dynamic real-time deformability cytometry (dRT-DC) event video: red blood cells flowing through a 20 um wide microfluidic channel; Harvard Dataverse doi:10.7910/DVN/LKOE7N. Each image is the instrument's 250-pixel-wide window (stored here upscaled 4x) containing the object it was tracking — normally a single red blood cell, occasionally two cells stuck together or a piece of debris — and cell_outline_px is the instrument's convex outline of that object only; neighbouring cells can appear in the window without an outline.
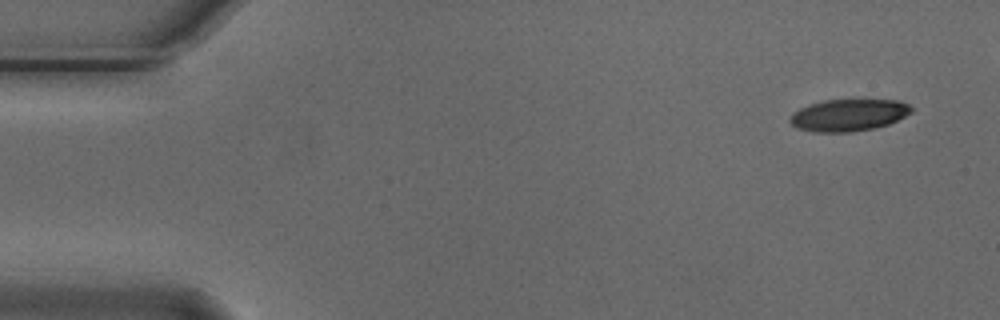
{"species": "Egyptian fruit bat (a non-hibernating species)", "species_latin": "Rousettus aegyptiacus", "temperature_condition": "cold", "stored_images_in_passage": 5, "camera_frame_rate_fps": 3000, "um_per_image_px": 0.085, "animal": {"sex": "male"}, "frame": {"image": 1, "passage_image": 1, "time_ms": 0.0, "image_size_px": [1000, 320], "cell_outline_px": [[912, 112], [888, 124], [872, 128], [852, 132], [812, 132], [796, 128], [788, 120], [788, 116], [792, 112], [808, 104], [824, 100], [900, 100], [908, 104], [912, 108]], "centroid_in_image_um": [72.06, 9.78], "position_along_channel_um": 12.9, "area_um2": 22.72}}
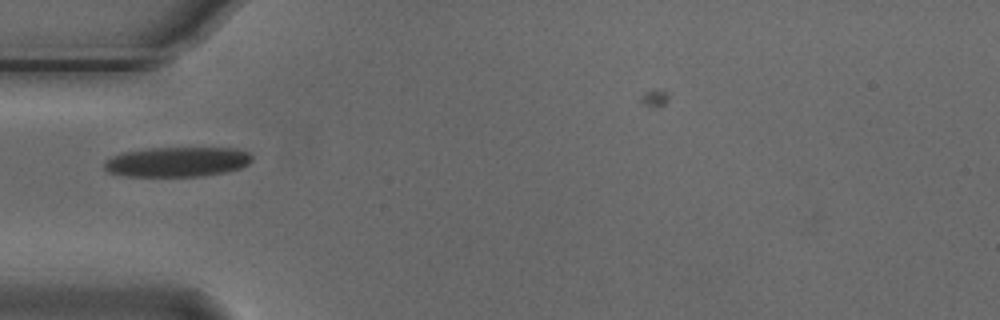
{"frame": {"image": 2, "passage_image": 5, "time_ms": 1.333, "image_size_px": [1000, 320], "cell_outline_px": [[252, 160], [248, 164], [240, 168], [224, 172], [204, 176], [124, 176], [108, 172], [104, 168], [104, 160], [120, 152], [148, 148], [236, 148], [248, 152], [252, 156]], "centroid_in_image_um": [15.03, 13.75], "position_along_channel_um": 70.0, "area_um2": 25.89}}